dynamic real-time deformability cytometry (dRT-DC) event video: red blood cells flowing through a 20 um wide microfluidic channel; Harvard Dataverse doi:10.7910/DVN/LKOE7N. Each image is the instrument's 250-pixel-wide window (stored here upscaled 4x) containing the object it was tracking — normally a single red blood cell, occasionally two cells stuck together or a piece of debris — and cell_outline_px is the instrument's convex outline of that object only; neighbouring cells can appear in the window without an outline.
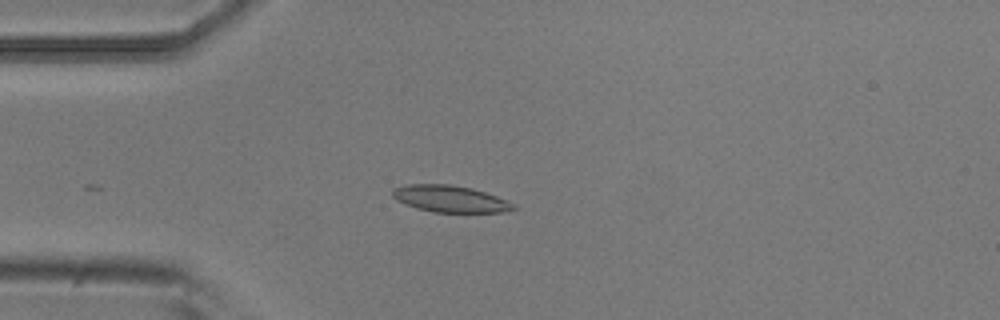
{"species": "common noctule bat (a hibernating species)", "species_latin": "Nyctalus noctula", "temperature_condition": "room temperature", "stored_images_in_passage": 5, "camera_frame_rate_fps": 3000, "um_per_image_px": 0.085, "animal": {"sex": "male", "body_mass_g": 20.5, "forearm_length_mm": 52.5}, "frame": {"image": 1, "passage_image": 5, "time_ms": 1.333, "image_size_px": [1000, 320], "cell_outline_px": [[520, 208], [504, 212], [432, 212], [416, 208], [404, 204], [396, 200], [392, 196], [392, 192], [396, 188], [408, 184], [448, 184], [472, 188], [496, 196], [516, 204]], "centroid_in_image_um": [38.29, 16.91], "position_along_channel_um": 46.7, "area_um2": 18.9}}